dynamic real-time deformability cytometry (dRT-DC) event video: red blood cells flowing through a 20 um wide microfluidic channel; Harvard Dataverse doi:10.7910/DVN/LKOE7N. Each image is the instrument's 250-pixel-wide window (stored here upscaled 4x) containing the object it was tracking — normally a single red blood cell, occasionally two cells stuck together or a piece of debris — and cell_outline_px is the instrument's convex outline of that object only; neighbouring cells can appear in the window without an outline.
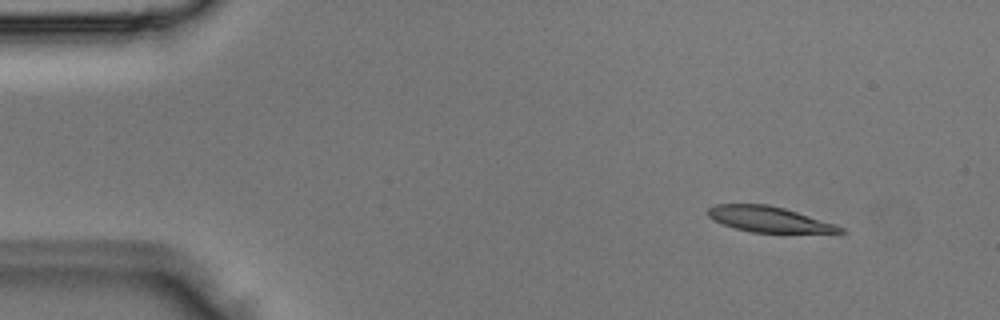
{"species": "Egyptian fruit bat (a non-hibernating species)", "species_latin": "Rousettus aegyptiacus", "temperature_condition": "room temperature", "stored_images_in_passage": 2, "camera_frame_rate_fps": 3000, "um_per_image_px": 0.085, "animal": {"sex": "male"}, "frame": {"image": 1, "passage_image": 1, "time_ms": 0.0, "image_size_px": [1000, 320], "cell_outline_px": [[848, 232], [752, 232], [736, 228], [712, 220], [708, 216], [708, 208], [716, 204], [768, 204], [784, 208], [836, 224], [844, 228]], "centroid_in_image_um": [65.35, 18.63], "position_along_channel_um": 19.7, "area_um2": 19.42}}